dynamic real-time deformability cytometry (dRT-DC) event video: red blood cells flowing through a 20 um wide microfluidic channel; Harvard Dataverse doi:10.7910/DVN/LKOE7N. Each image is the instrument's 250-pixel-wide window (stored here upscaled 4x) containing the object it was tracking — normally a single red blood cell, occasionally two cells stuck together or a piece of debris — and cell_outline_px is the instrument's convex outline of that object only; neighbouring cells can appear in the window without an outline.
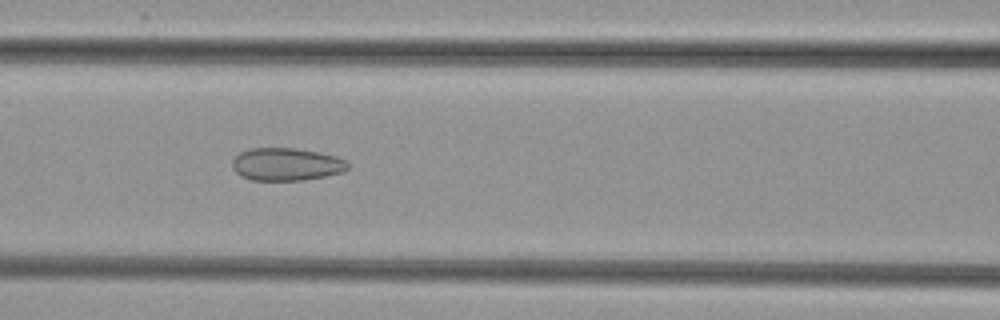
{"species": "common noctule bat (a hibernating species)", "species_latin": "Nyctalus noctula", "temperature_condition": "cold", "stored_images_in_passage": 50, "camera_frame_rate_fps": 3000, "um_per_image_px": 0.085, "animal": {"sex": "female", "body_mass_g": 29.2, "forearm_length_mm": 56.3}, "frame": {"image": 1, "passage_image": 20, "time_ms": 6.333, "image_size_px": [1000, 320], "cell_outline_px": [[348, 168], [340, 172], [324, 176], [304, 180], [252, 180], [240, 176], [232, 168], [232, 160], [240, 152], [252, 148], [296, 148], [336, 156], [344, 160], [348, 164]], "centroid_in_image_um": [24.29, 13.96], "position_along_channel_um": 142.3, "area_um2": 21.85}}
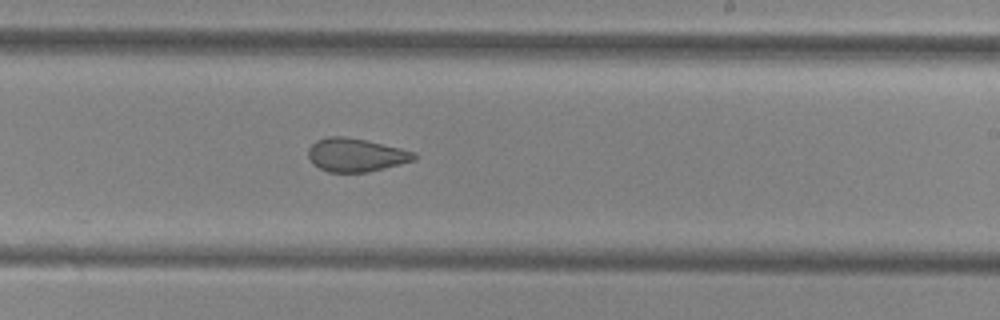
{"frame": {"image": 2, "passage_image": 29, "time_ms": 9.333, "image_size_px": [1000, 320], "cell_outline_px": [[416, 160], [368, 172], [328, 172], [312, 164], [308, 156], [308, 148], [316, 140], [328, 136], [344, 136], [364, 140], [400, 148], [416, 152]], "centroid_in_image_um": [30.23, 13.17], "position_along_channel_um": 258.8, "area_um2": 20.58}}
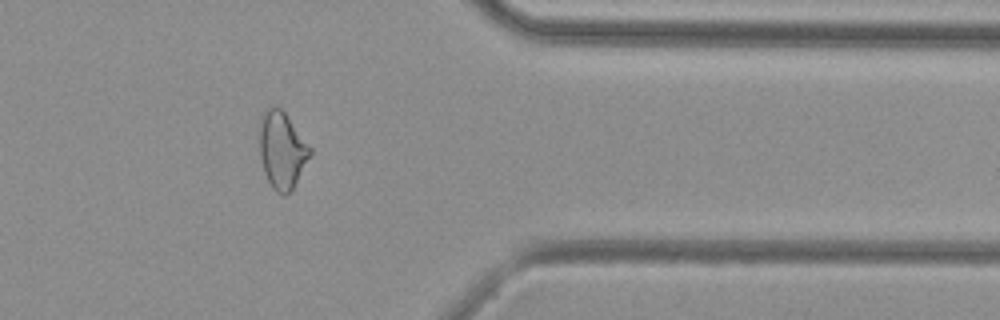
{"frame": {"image": 3, "passage_image": 40, "time_ms": 13.0, "image_size_px": [1000, 320], "cell_outline_px": [[312, 156], [292, 188], [284, 196], [276, 192], [272, 188], [264, 172], [260, 160], [260, 116], [268, 108], [280, 108], [284, 112], [312, 148]], "centroid_in_image_um": [23.98, 12.78], "position_along_channel_um": 387.4, "area_um2": 22.54}}